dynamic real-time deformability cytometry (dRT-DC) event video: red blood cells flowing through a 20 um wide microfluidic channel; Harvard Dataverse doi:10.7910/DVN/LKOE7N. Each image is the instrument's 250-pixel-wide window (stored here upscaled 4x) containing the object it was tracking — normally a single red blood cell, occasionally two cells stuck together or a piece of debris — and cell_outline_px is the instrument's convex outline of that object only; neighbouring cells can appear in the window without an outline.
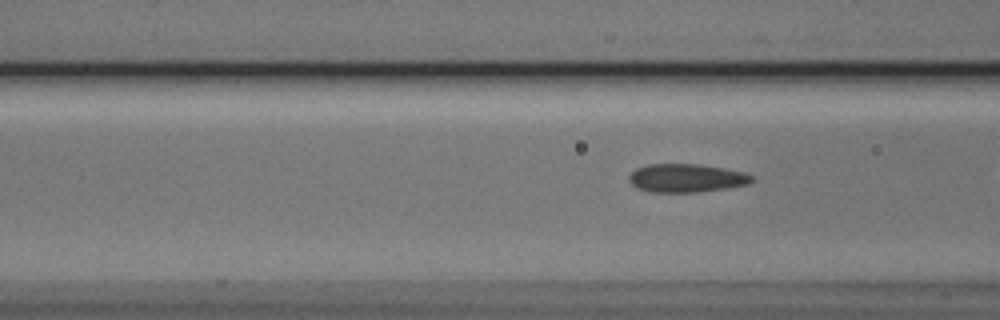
{"species": "Egyptian fruit bat (a non-hibernating species)", "species_latin": "Rousettus aegyptiacus", "temperature_condition": "cold", "stored_images_in_passage": 7, "camera_frame_rate_fps": 3000, "um_per_image_px": 0.085, "animal": {"sex": "male"}, "frame": {"image": 1, "passage_image": 7, "time_ms": 8.0, "image_size_px": [1000, 320], "cell_outline_px": [[756, 180], [748, 184], [728, 188], [700, 192], [652, 192], [636, 188], [628, 180], [628, 176], [636, 168], [648, 164], [696, 164], [724, 168], [744, 172], [752, 176]], "centroid_in_image_um": [58.35, 15.14], "position_along_channel_um": 108.3, "area_um2": 20.46}}